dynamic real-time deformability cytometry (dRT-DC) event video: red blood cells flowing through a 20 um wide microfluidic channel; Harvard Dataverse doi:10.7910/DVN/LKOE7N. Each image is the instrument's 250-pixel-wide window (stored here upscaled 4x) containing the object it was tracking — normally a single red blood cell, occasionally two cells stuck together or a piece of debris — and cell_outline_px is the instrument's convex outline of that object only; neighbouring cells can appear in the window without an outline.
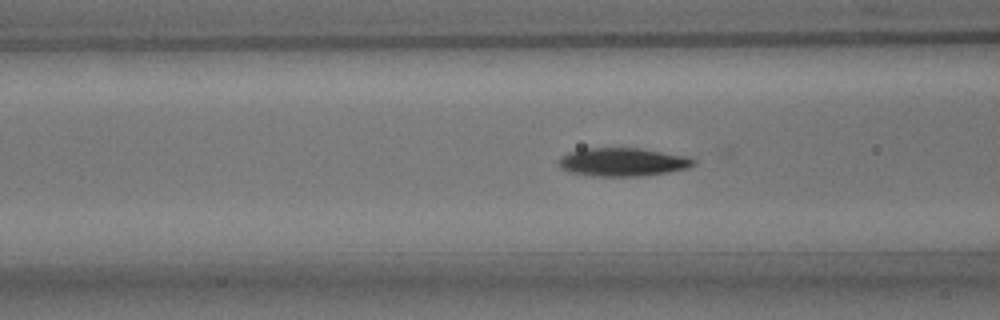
{"species": "common noctule bat (a hibernating species)", "species_latin": "Nyctalus noctula", "temperature_condition": "room temperature", "stored_images_in_passage": 41, "segment_of_instrument_passage": [1, 2], "camera_frame_rate_fps": 3000, "um_per_image_px": 0.085, "animal": {"sex": "male", "body_mass_g": 15.6}, "frame": {"image": 1, "passage_image": 6, "time_ms": 1.667, "image_size_px": [1000, 320], "cell_outline_px": [[696, 164], [688, 168], [668, 172], [644, 176], [592, 176], [568, 172], [560, 168], [556, 164], [556, 160], [560, 156], [568, 152], [584, 148], [640, 148], [688, 156], [696, 160]], "centroid_in_image_um": [52.89, 13.77], "position_along_channel_um": 113.7, "area_um2": 22.72}}
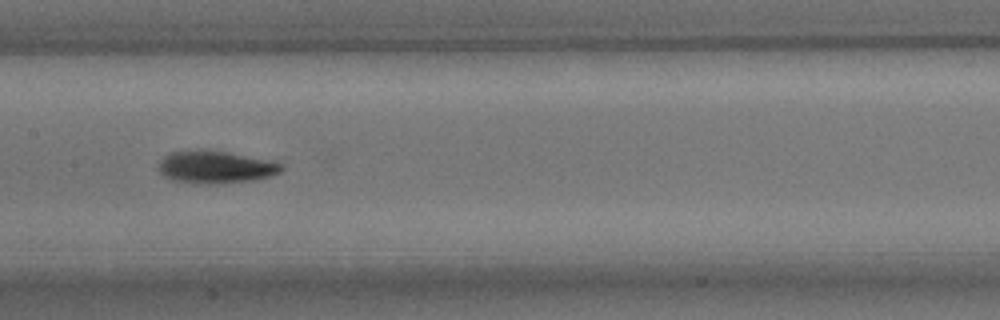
{"frame": {"image": 2, "passage_image": 12, "time_ms": 3.667, "image_size_px": [1000, 320], "cell_outline_px": [[284, 168], [280, 172], [256, 180], [220, 184], [192, 184], [172, 180], [164, 176], [156, 168], [160, 160], [164, 156], [172, 152], [224, 152], [284, 164]], "centroid_in_image_um": [18.28, 14.26], "position_along_channel_um": 189.1, "area_um2": 22.72}}
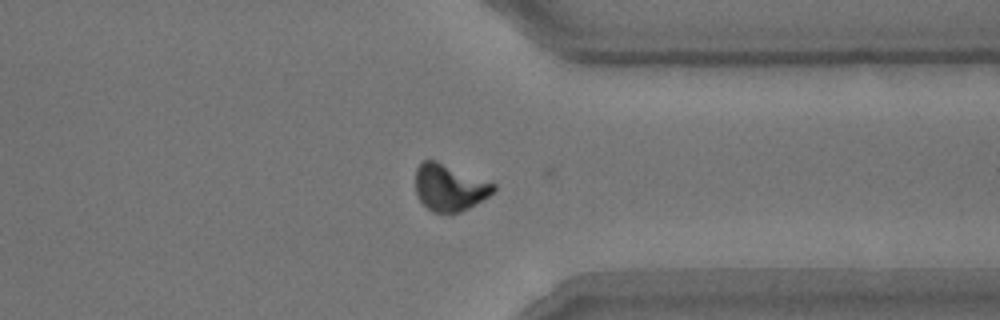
{"frame": {"image": 3, "passage_image": 27, "time_ms": 8.667, "image_size_px": [1000, 320], "cell_outline_px": [[496, 192], [468, 208], [460, 212], [432, 212], [416, 196], [416, 168], [420, 160], [436, 160], [496, 184]], "centroid_in_image_um": [38.2, 15.92], "position_along_channel_um": 373.2, "area_um2": 21.27}}